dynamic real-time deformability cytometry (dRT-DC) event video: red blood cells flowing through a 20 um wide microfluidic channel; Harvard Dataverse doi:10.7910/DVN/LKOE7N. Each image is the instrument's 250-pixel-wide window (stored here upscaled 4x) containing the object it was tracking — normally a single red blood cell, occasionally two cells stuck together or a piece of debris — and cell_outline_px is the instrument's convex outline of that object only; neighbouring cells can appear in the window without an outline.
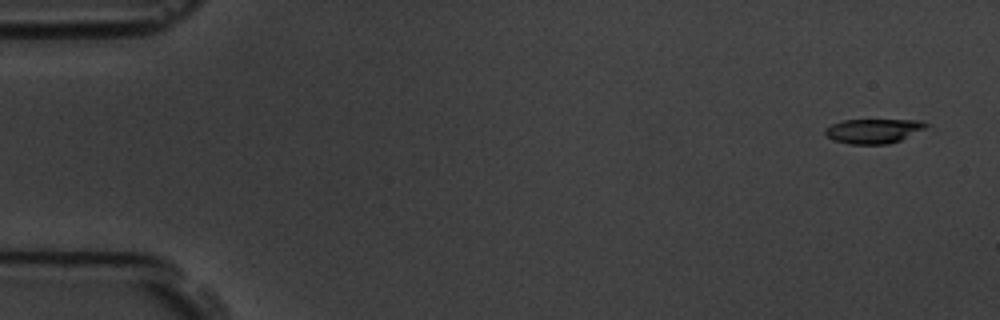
{"species": "common noctule bat (a hibernating species)", "species_latin": "Nyctalus noctula", "temperature_condition": "room temperature", "stored_images_in_passage": 6, "camera_frame_rate_fps": 3000, "um_per_image_px": 0.085, "animal": {"sex": "male", "body_mass_g": 19.5, "forearm_length_mm": 54.6}, "frame": {"image": 1, "passage_image": 1, "time_ms": 0.0, "image_size_px": [1000, 320], "cell_outline_px": [[932, 124], [900, 140], [888, 144], [848, 144], [832, 140], [824, 132], [824, 128], [832, 124], [844, 120], [920, 120]], "centroid_in_image_um": [74.22, 11.13], "position_along_channel_um": 10.8, "area_um2": 14.39}}
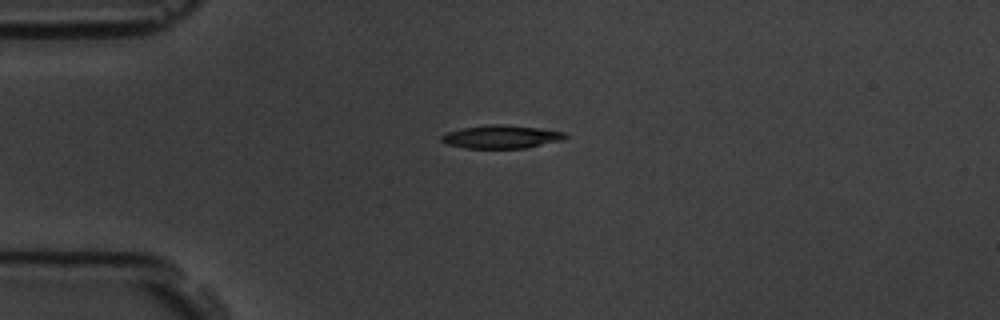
{"frame": {"image": 2, "passage_image": 4, "time_ms": 3.667, "image_size_px": [1000, 320], "cell_outline_px": [[568, 136], [564, 140], [528, 148], [464, 148], [448, 144], [440, 140], [440, 136], [444, 132], [460, 128], [496, 124], [500, 124], [540, 128], [564, 132]], "centroid_in_image_um": [42.61, 11.63], "position_along_channel_um": 42.4, "area_um2": 16.88}}
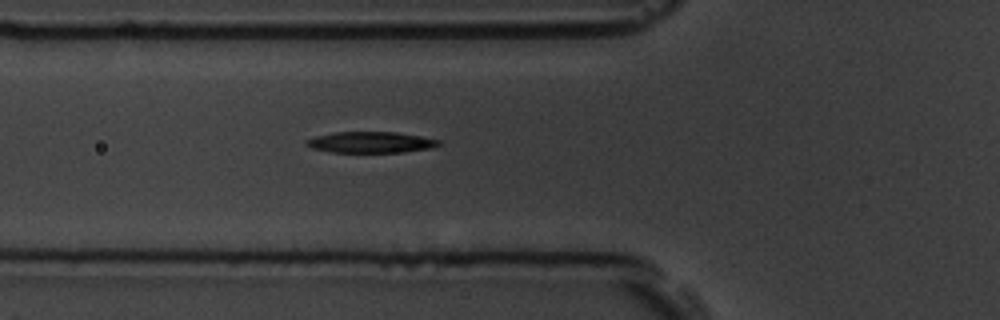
{"frame": {"image": 3, "passage_image": 6, "time_ms": 5.667, "image_size_px": [1000, 320], "cell_outline_px": [[440, 144], [432, 148], [404, 152], [328, 152], [312, 148], [304, 144], [304, 140], [316, 136], [336, 132], [396, 132], [420, 136], [440, 140]], "centroid_in_image_um": [31.48, 12.09], "position_along_channel_um": 94.3, "area_um2": 16.3}}